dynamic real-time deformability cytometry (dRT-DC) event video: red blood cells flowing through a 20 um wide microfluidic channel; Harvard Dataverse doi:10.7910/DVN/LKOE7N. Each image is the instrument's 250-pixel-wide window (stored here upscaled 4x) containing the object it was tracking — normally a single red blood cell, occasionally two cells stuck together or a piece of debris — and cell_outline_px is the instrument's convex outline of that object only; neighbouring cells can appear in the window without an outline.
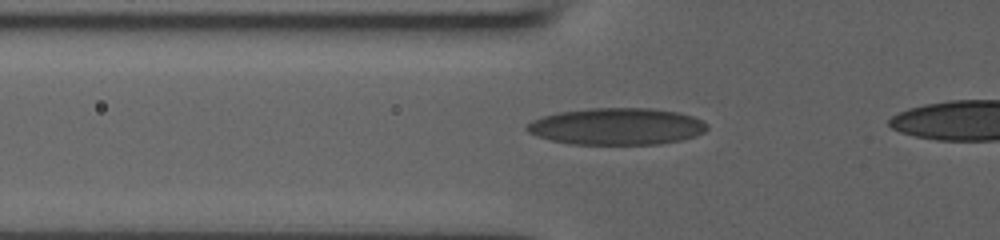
{"species": "human", "species_latin": "Homo sapiens", "temperature_condition": "room temperature", "stored_images_in_passage": 43, "camera_frame_rate_fps": 3000, "um_per_image_px": 0.085, "donor": {"sex": "male"}, "frame": {"image": 1, "passage_image": 17, "time_ms": 5.333, "image_size_px": [1000, 240], "cell_outline_px": [[708, 128], [704, 132], [696, 136], [680, 140], [660, 144], [572, 144], [552, 140], [528, 132], [524, 128], [532, 120], [544, 116], [560, 112], [588, 108], [652, 108], [676, 112], [692, 116], [704, 120], [708, 124]], "centroid_in_image_um": [52.47, 10.74], "position_along_channel_um": 73.3, "area_um2": 38.61}}
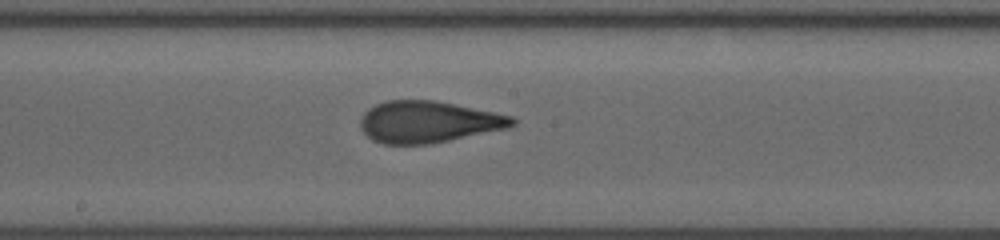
{"frame": {"image": 2, "passage_image": 27, "time_ms": 8.667, "image_size_px": [1000, 240], "cell_outline_px": [[516, 124], [508, 128], [428, 144], [384, 144], [372, 140], [360, 128], [360, 120], [364, 112], [368, 108], [384, 100], [432, 100], [456, 104], [512, 116], [516, 120]], "centroid_in_image_um": [36.38, 10.35], "position_along_channel_um": 211.8, "area_um2": 36.76}}
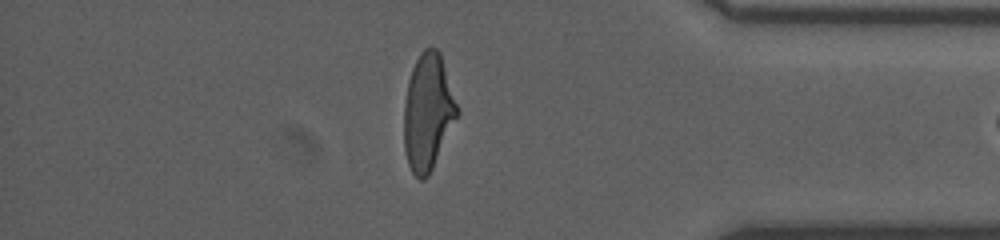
{"frame": {"image": 3, "passage_image": 42, "time_ms": 13.667, "image_size_px": [1000, 240], "cell_outline_px": [[460, 112], [428, 176], [424, 180], [420, 180], [412, 172], [408, 164], [404, 148], [404, 104], [408, 80], [412, 68], [420, 52], [424, 48], [436, 48], [440, 52]], "centroid_in_image_um": [36.37, 9.52], "position_along_channel_um": 398.8, "area_um2": 36.01}}